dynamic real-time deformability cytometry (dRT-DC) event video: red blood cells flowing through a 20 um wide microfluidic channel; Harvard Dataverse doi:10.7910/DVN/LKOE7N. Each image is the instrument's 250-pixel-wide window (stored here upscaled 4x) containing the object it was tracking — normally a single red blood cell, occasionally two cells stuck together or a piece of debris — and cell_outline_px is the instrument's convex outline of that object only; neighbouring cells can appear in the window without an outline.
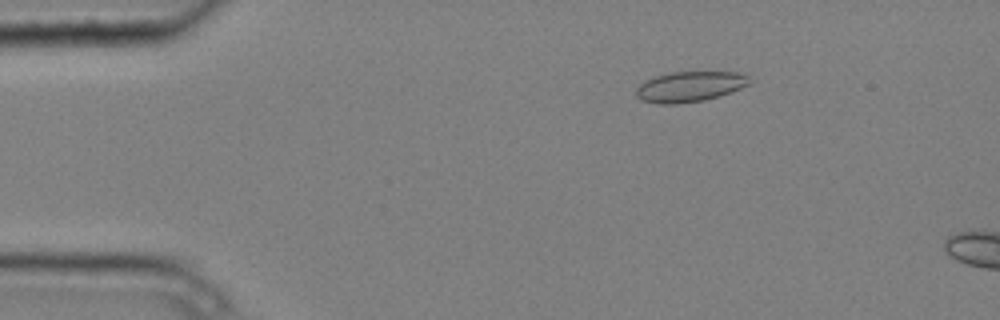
{"species": "common noctule bat (a hibernating species)", "species_latin": "Nyctalus noctula", "temperature_condition": "cold", "stored_images_in_passage": 4, "camera_frame_rate_fps": 3000, "um_per_image_px": 0.085, "animal": {"sex": "male", "body_mass_g": 20.4}, "frame": {"image": 1, "passage_image": 2, "time_ms": 0.333, "image_size_px": [1000, 320], "cell_outline_px": [[752, 84], [732, 92], [720, 96], [704, 100], [676, 104], [660, 104], [640, 100], [636, 96], [636, 88], [644, 80], [656, 76], [672, 72], [740, 72], [748, 76], [752, 80]], "centroid_in_image_um": [58.66, 7.36], "position_along_channel_um": 26.3, "area_um2": 20.35}}